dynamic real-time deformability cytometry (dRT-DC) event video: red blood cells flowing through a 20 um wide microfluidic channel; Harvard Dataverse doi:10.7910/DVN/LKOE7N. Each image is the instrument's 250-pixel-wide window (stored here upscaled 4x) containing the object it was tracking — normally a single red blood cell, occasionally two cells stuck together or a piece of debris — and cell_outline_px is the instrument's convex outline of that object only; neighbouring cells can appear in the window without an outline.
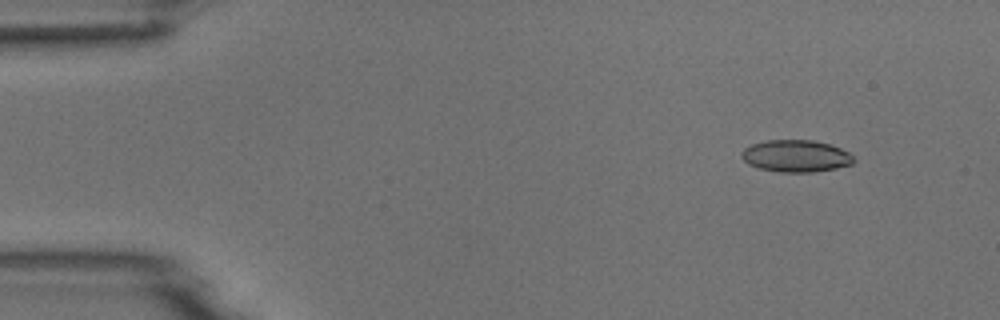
{"species": "common noctule bat (a hibernating species)", "species_latin": "Nyctalus noctula", "temperature_condition": "room temperature", "stored_images_in_passage": 6, "camera_frame_rate_fps": 3000, "um_per_image_px": 0.085, "animal": {"sex": "male", "body_mass_g": 18.8}, "frame": {"image": 1, "passage_image": 2, "time_ms": 1.0, "image_size_px": [1000, 320], "cell_outline_px": [[856, 160], [852, 164], [836, 168], [812, 172], [780, 172], [760, 168], [748, 164], [740, 156], [740, 152], [744, 148], [752, 144], [764, 140], [812, 140], [828, 144], [840, 148], [848, 152]], "centroid_in_image_um": [67.63, 13.26], "position_along_channel_um": 17.4, "area_um2": 20.92}}
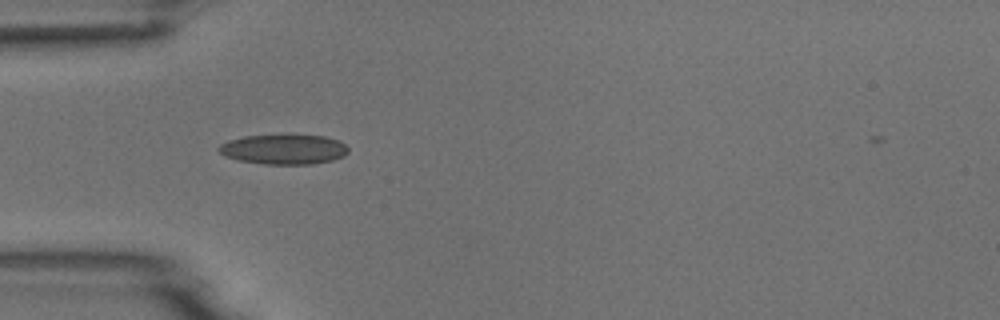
{"frame": {"image": 2, "passage_image": 5, "time_ms": 4.667, "image_size_px": [1000, 320], "cell_outline_px": [[348, 152], [344, 156], [332, 160], [312, 164], [264, 164], [240, 160], [224, 156], [216, 148], [220, 144], [228, 140], [244, 136], [324, 136], [340, 140], [348, 148]], "centroid_in_image_um": [24.12, 12.7], "position_along_channel_um": 60.9, "area_um2": 22.31}}